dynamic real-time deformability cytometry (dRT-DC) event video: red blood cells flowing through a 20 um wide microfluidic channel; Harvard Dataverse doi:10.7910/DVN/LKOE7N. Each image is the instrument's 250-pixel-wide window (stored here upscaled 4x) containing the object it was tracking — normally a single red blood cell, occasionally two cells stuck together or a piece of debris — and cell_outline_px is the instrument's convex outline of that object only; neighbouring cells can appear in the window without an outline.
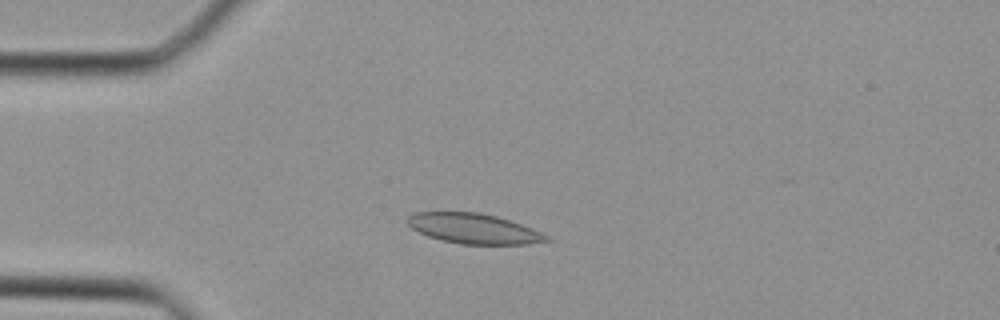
{"species": "Egyptian fruit bat (a non-hibernating species)", "species_latin": "Rousettus aegyptiacus", "temperature_condition": "cold", "stored_images_in_passage": 30, "camera_frame_rate_fps": 3000, "um_per_image_px": 0.085, "animal": {"sex": "female"}, "frame": {"image": 1, "passage_image": 1, "time_ms": 0.0, "image_size_px": [1000, 320], "cell_outline_px": [[552, 240], [528, 244], [460, 244], [440, 240], [428, 236], [412, 228], [408, 224], [408, 216], [416, 212], [480, 212], [496, 216], [532, 228], [548, 236]], "centroid_in_image_um": [40.27, 19.43], "position_along_channel_um": 44.7, "area_um2": 24.22}}
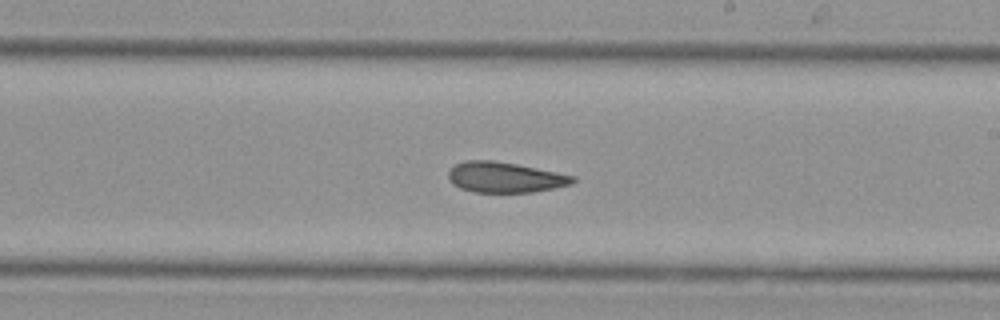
{"frame": {"image": 2, "passage_image": 14, "time_ms": 4.333, "image_size_px": [1000, 320], "cell_outline_px": [[576, 180], [572, 184], [532, 192], [476, 192], [460, 188], [452, 184], [448, 180], [448, 172], [456, 164], [464, 160], [492, 160], [516, 164], [576, 176]], "centroid_in_image_um": [42.9, 15.07], "position_along_channel_um": 246.1, "area_um2": 22.02}}
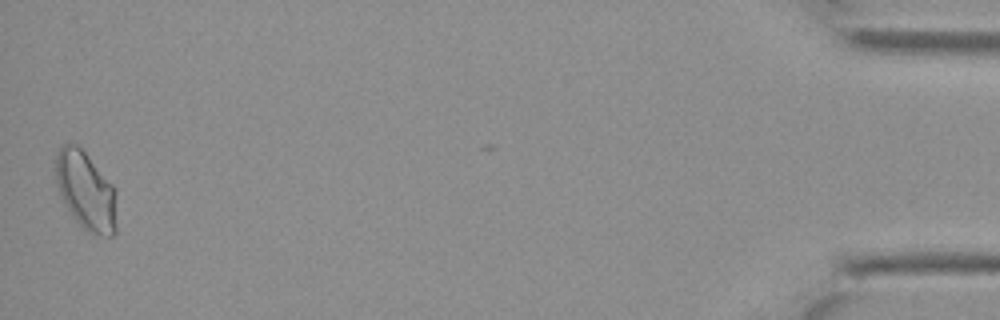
{"frame": {"image": 3, "passage_image": 30, "time_ms": 9.667, "image_size_px": [1000, 320], "cell_outline_px": [[116, 232], [112, 236], [108, 236], [88, 232], [72, 216], [60, 196], [56, 184], [56, 152], [64, 144], [76, 144], [84, 152], [116, 188]], "centroid_in_image_um": [7.31, 16.23], "position_along_channel_um": 427.9, "area_um2": 27.74}}